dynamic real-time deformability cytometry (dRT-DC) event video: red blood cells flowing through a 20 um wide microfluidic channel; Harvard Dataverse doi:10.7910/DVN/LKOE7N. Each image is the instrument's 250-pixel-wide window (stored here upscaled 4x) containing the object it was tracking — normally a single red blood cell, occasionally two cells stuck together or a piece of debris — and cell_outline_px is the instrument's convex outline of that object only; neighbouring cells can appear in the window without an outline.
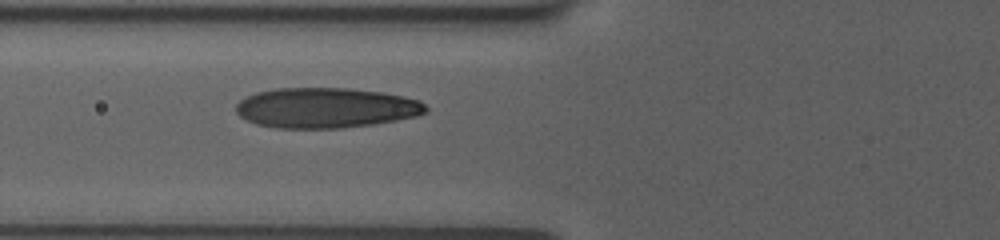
{"species": "human", "species_latin": "Homo sapiens", "temperature_condition": "room temperature", "stored_images_in_passage": 6, "camera_frame_rate_fps": 3000, "um_per_image_px": 0.085, "donor": {"sex": "female"}, "frame": {"image": 1, "passage_image": 6, "time_ms": 4.667, "image_size_px": [1000, 240], "cell_outline_px": [[428, 112], [416, 116], [396, 120], [372, 124], [340, 128], [276, 128], [256, 124], [240, 116], [236, 112], [236, 104], [240, 100], [256, 92], [272, 88], [348, 88], [380, 92], [404, 96], [420, 100], [428, 108]], "centroid_in_image_um": [27.69, 9.16], "position_along_channel_um": 98.1, "area_um2": 44.56}}